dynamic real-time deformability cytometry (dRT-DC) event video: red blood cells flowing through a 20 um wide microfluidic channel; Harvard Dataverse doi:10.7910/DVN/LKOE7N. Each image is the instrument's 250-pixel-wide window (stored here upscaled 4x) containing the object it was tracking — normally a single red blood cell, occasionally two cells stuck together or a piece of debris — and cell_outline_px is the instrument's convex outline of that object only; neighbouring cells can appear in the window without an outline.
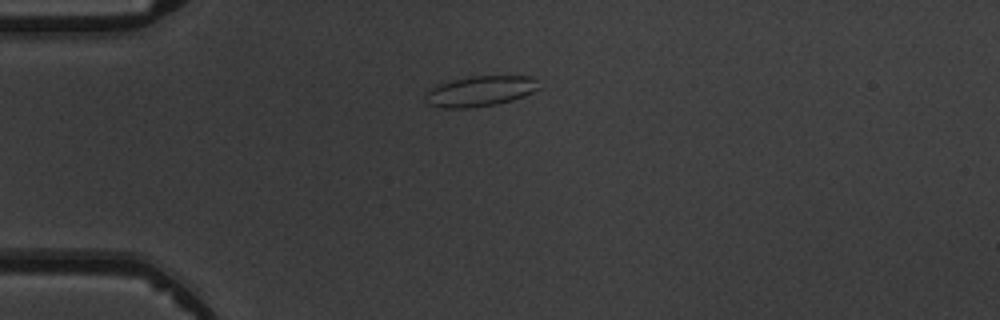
{"species": "common noctule bat (a hibernating species)", "species_latin": "Nyctalus noctula", "temperature_condition": "warm", "stored_images_in_passage": 1, "camera_frame_rate_fps": 3000, "um_per_image_px": 0.085, "animal": {"sex": "male", "body_mass_g": 19.5, "forearm_length_mm": 54.6}, "frame": {"image": 1, "passage_image": 1, "time_ms": 0.0, "image_size_px": [1000, 320], "cell_outline_px": [[540, 88], [524, 96], [512, 100], [496, 104], [472, 108], [440, 108], [428, 104], [424, 100], [424, 96], [428, 88], [436, 84], [472, 76], [532, 76], [536, 80]], "centroid_in_image_um": [40.76, 7.76], "position_along_channel_um": 44.2, "area_um2": 20.35}}